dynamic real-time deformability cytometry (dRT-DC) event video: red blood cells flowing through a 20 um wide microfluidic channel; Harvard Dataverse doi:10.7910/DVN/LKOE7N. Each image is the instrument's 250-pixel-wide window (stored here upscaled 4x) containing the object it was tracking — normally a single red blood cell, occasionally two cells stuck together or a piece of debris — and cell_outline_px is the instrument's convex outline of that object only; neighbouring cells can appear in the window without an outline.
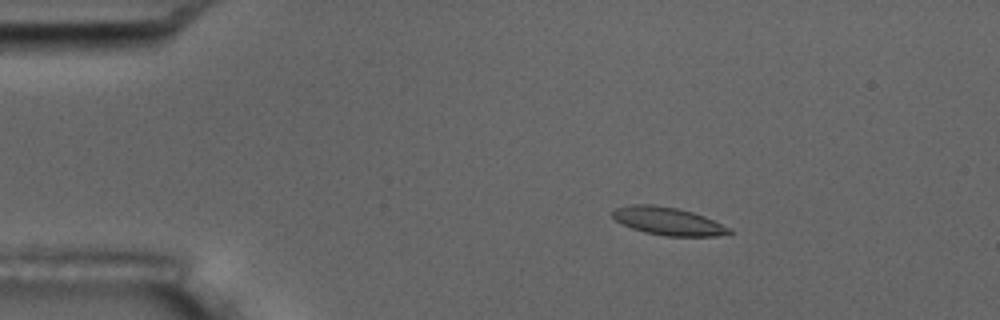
{"species": "common noctule bat (a hibernating species)", "species_latin": "Nyctalus noctula", "temperature_condition": "room temperature", "stored_images_in_passage": 3, "camera_frame_rate_fps": 3000, "um_per_image_px": 0.085, "animal": {"sex": "male", "body_mass_g": 17.5, "forearm_length_mm": 52.3}, "frame": {"image": 1, "passage_image": 1, "time_ms": 0.0, "image_size_px": [1000, 320], "cell_outline_px": [[732, 232], [716, 236], [664, 236], [644, 232], [632, 228], [616, 220], [612, 216], [612, 212], [616, 208], [632, 204], [652, 204], [676, 208], [692, 212], [704, 216], [732, 228]], "centroid_in_image_um": [56.79, 18.8], "position_along_channel_um": 28.2, "area_um2": 18.84}}